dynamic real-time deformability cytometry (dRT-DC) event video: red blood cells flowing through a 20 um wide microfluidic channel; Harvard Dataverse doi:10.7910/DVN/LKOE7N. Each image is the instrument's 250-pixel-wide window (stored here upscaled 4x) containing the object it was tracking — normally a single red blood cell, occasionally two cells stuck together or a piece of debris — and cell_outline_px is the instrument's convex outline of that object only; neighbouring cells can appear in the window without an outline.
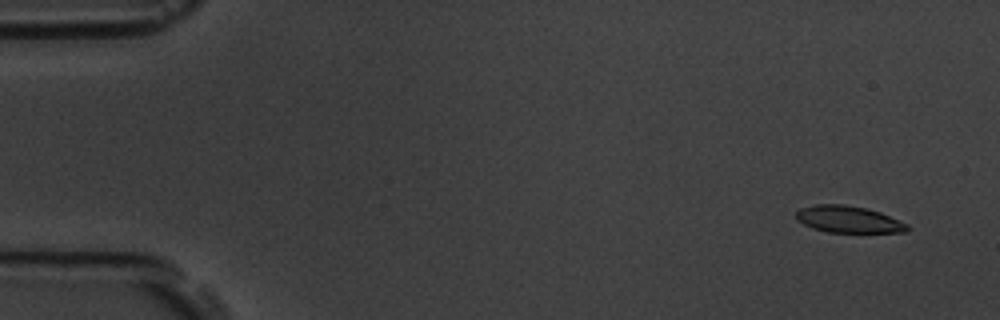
{"species": "common noctule bat (a hibernating species)", "species_latin": "Nyctalus noctula", "temperature_condition": "room temperature", "stored_images_in_passage": 5, "camera_frame_rate_fps": 3000, "um_per_image_px": 0.085, "animal": {"sex": "male", "body_mass_g": 19.5, "forearm_length_mm": 54.6}, "frame": {"image": 1, "passage_image": 2, "time_ms": 1.0, "image_size_px": [1000, 320], "cell_outline_px": [[912, 228], [908, 232], [828, 232], [812, 228], [796, 220], [796, 212], [800, 208], [816, 204], [844, 204], [868, 208], [880, 212], [908, 224]], "centroid_in_image_um": [72.13, 18.64], "position_along_channel_um": 12.9, "area_um2": 17.51}}